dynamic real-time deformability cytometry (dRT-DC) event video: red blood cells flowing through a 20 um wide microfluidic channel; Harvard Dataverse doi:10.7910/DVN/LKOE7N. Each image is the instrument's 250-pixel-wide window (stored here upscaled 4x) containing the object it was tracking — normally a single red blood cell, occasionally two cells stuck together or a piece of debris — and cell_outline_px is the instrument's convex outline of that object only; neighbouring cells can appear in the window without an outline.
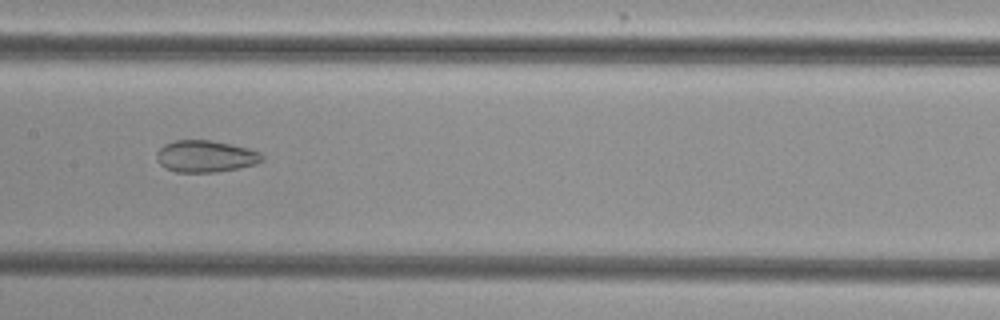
{"species": "common noctule bat (a hibernating species)", "species_latin": "Nyctalus noctula", "temperature_condition": "cold", "stored_images_in_passage": 37, "camera_frame_rate_fps": 3000, "um_per_image_px": 0.085, "animal": {"sex": "female", "body_mass_g": 29.2, "forearm_length_mm": 56.3}, "frame": {"image": 1, "passage_image": 15, "time_ms": 4.667, "image_size_px": [1000, 320], "cell_outline_px": [[264, 160], [256, 164], [240, 168], [216, 172], [176, 172], [164, 168], [156, 160], [156, 152], [164, 144], [176, 140], [212, 140], [248, 148], [260, 152], [264, 156]], "centroid_in_image_um": [17.47, 13.29], "position_along_channel_um": 189.9, "area_um2": 19.77}}
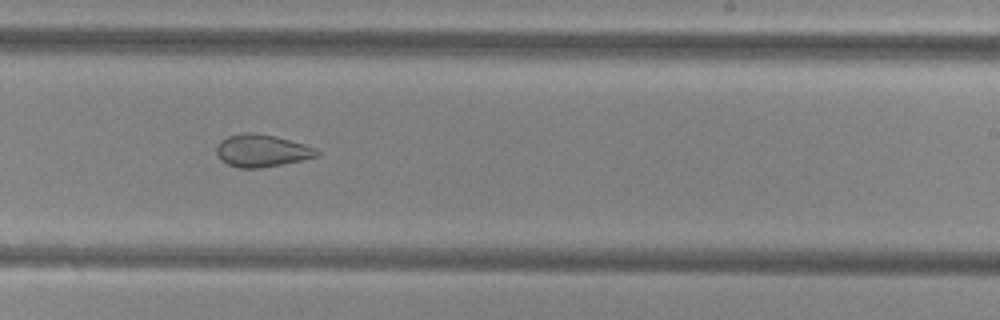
{"frame": {"image": 2, "passage_image": 21, "time_ms": 6.667, "image_size_px": [1000, 320], "cell_outline_px": [[320, 152], [316, 156], [284, 164], [260, 168], [240, 168], [228, 164], [220, 160], [216, 152], [216, 148], [220, 140], [228, 136], [240, 132], [252, 132], [276, 136], [304, 144], [316, 148]], "centroid_in_image_um": [22.22, 12.8], "position_along_channel_um": 266.8, "area_um2": 19.02}}
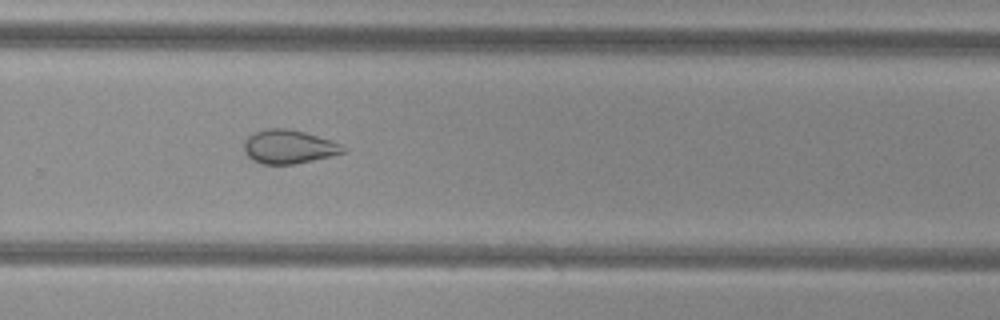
{"frame": {"image": 3, "passage_image": 24, "time_ms": 7.667, "image_size_px": [1000, 320], "cell_outline_px": [[348, 152], [332, 156], [296, 164], [260, 164], [252, 160], [244, 152], [244, 140], [248, 136], [256, 132], [268, 128], [284, 128], [304, 132], [332, 140], [348, 148]], "centroid_in_image_um": [24.58, 12.49], "position_along_channel_um": 305.2, "area_um2": 19.71}, "authors_computed_cell_mechanics": {"area_um2": 21.3282, "velocity_mm_per_s": 3.8538, "shape_relaxation_time_tau1_ms": null, "shape_relaxation_time_tau2_ms": 2.2129, "deformation_change_tau1": null, "deformation_change_tau2": 0.0796}}